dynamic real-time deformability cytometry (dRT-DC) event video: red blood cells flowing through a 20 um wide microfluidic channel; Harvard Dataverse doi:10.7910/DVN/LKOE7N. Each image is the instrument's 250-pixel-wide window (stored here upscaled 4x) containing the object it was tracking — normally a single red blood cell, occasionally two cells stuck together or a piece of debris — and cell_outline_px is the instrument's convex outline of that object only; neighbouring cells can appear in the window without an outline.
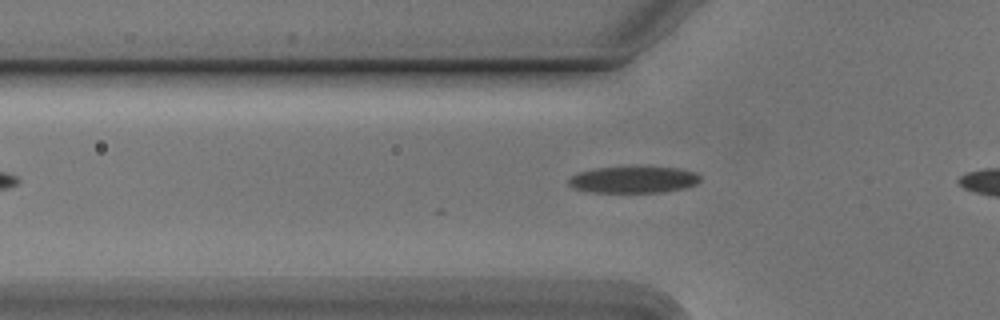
{"species": "Egyptian fruit bat (a non-hibernating species)", "species_latin": "Rousettus aegyptiacus", "temperature_condition": "cold", "stored_images_in_passage": 6, "camera_frame_rate_fps": 3000, "um_per_image_px": 0.085, "animal": {"sex": "male"}, "frame": {"image": 1, "passage_image": 6, "time_ms": 1.667, "image_size_px": [1000, 320], "cell_outline_px": [[700, 180], [696, 184], [684, 188], [664, 192], [592, 192], [572, 188], [568, 184], [568, 180], [576, 172], [596, 168], [628, 164], [676, 168], [696, 172], [700, 176]], "centroid_in_image_um": [53.82, 15.23], "position_along_channel_um": 72.0, "area_um2": 21.27}}